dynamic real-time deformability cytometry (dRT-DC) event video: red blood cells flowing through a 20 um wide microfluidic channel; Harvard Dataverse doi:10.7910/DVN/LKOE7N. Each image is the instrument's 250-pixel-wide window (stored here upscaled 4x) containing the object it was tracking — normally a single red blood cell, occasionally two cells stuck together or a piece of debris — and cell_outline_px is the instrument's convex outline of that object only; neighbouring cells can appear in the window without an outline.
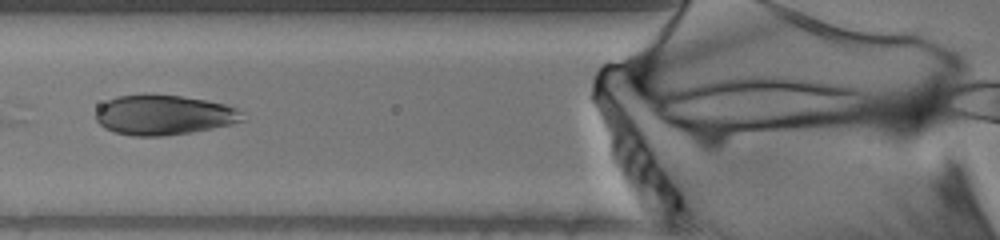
{"species": "human", "species_latin": "Homo sapiens", "temperature_condition": "warm", "stored_images_in_passage": 8, "camera_frame_rate_fps": 3000, "um_per_image_px": 0.085, "donor": {"sex": "male"}, "frame": {"image": 1, "passage_image": 6, "time_ms": 1.667, "image_size_px": [1000, 240], "cell_outline_px": [[248, 120], [232, 124], [192, 132], [164, 136], [132, 136], [116, 132], [104, 128], [96, 120], [96, 112], [100, 104], [116, 96], [148, 92], [180, 96], [228, 104], [244, 112]], "centroid_in_image_um": [13.95, 9.75], "position_along_channel_um": 111.8, "area_um2": 34.91}}